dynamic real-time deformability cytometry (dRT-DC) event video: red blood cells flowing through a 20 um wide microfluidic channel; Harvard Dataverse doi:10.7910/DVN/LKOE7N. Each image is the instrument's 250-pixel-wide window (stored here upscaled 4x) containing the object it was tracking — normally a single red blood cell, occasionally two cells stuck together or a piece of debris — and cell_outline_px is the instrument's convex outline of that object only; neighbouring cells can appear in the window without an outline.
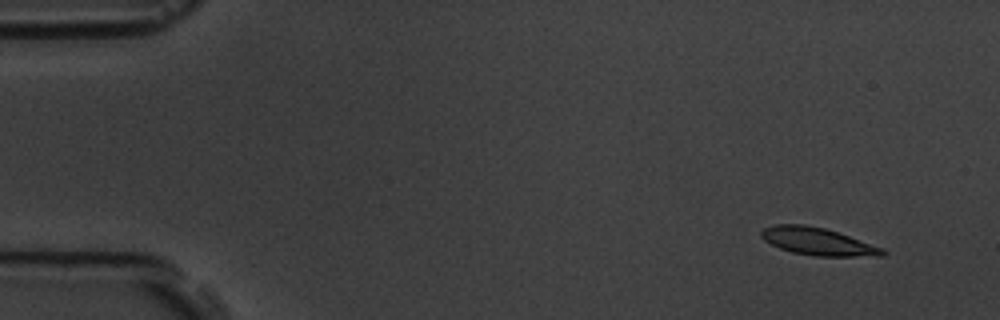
{"species": "common noctule bat (a hibernating species)", "species_latin": "Nyctalus noctula", "temperature_condition": "room temperature", "stored_images_in_passage": 5, "camera_frame_rate_fps": 3000, "um_per_image_px": 0.085, "animal": {"sex": "male", "body_mass_g": 19.5, "forearm_length_mm": 54.6}, "frame": {"image": 1, "passage_image": 1, "time_ms": 0.0, "image_size_px": [1000, 320], "cell_outline_px": [[888, 252], [884, 256], [812, 256], [792, 252], [780, 248], [764, 240], [760, 236], [760, 232], [764, 228], [776, 224], [804, 224], [824, 228], [884, 248]], "centroid_in_image_um": [69.51, 20.53], "position_along_channel_um": 15.5, "area_um2": 19.36}}
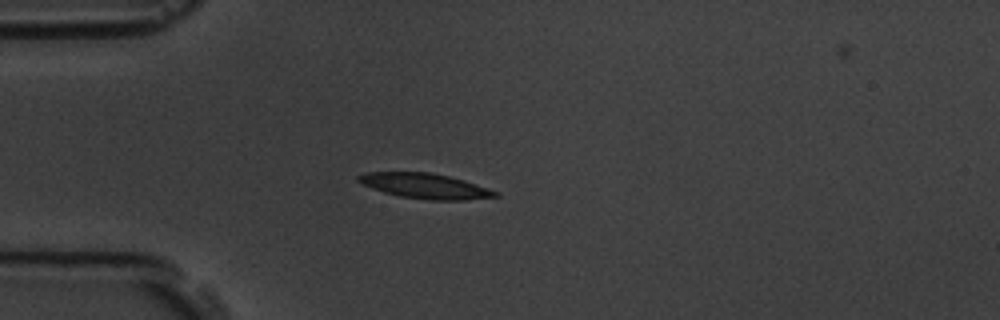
{"frame": {"image": 2, "passage_image": 4, "time_ms": 3.667, "image_size_px": [1000, 320], "cell_outline_px": [[500, 196], [464, 200], [432, 200], [400, 196], [384, 192], [372, 188], [356, 180], [356, 176], [364, 172], [428, 172], [448, 176], [464, 180], [500, 192]], "centroid_in_image_um": [36.14, 15.8], "position_along_channel_um": 48.9, "area_um2": 20.0}}